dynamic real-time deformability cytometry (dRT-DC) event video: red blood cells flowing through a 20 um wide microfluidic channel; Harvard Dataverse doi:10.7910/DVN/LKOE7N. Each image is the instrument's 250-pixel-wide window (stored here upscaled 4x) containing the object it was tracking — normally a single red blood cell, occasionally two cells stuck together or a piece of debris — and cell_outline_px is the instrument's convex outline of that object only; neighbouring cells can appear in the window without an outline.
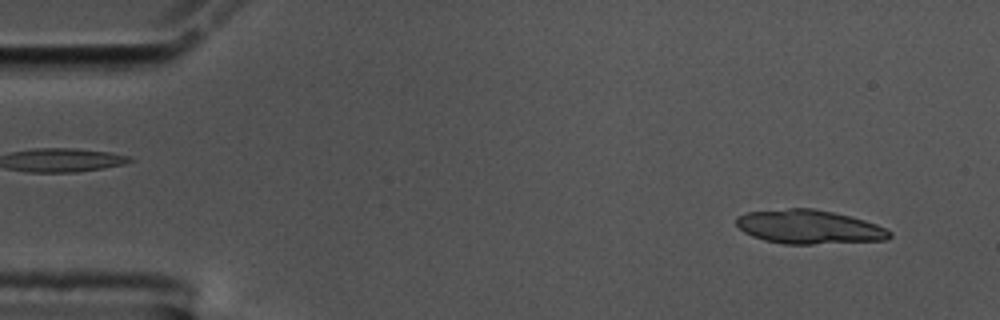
{"species": "common noctule bat (a hibernating species)", "species_latin": "Nyctalus noctula", "temperature_condition": "cold", "stored_images_in_passage": 54, "segment_of_instrument_passage": [1, 2], "camera_frame_rate_fps": 3000, "um_per_image_px": 0.085, "animal": {"sex": "male", "body_mass_g": 17.5, "forearm_length_mm": 52.3}, "frame": {"image": 1, "passage_image": 4, "time_ms": 1.0, "image_size_px": [1000, 320], "cell_outline_px": [[892, 236], [888, 240], [812, 244], [784, 244], [764, 240], [752, 236], [744, 232], [736, 224], [736, 216], [744, 212], [788, 208], [812, 208], [832, 212], [864, 220], [876, 224], [892, 232]], "centroid_in_image_um": [68.74, 19.29], "position_along_channel_um": 16.3, "area_um2": 30.35}}